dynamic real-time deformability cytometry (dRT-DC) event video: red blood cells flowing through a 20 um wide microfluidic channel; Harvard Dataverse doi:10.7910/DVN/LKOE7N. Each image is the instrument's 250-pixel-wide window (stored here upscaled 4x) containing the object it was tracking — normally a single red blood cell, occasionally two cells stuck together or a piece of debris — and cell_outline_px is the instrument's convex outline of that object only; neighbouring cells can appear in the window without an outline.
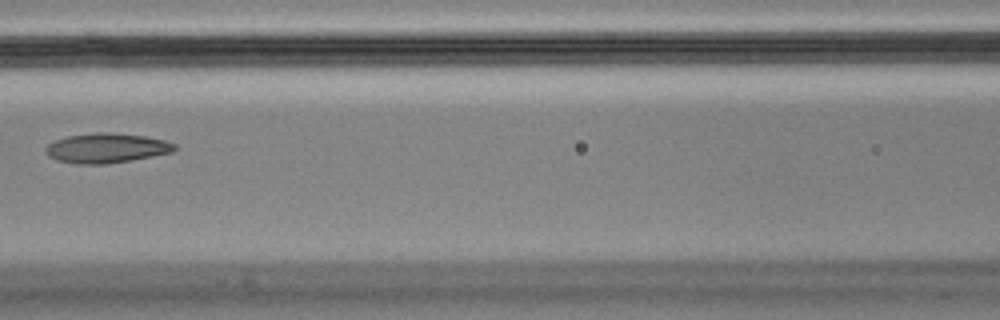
{"species": "Egyptian fruit bat (a non-hibernating species)", "species_latin": "Rousettus aegyptiacus", "temperature_condition": "cold", "stored_images_in_passage": 13, "camera_frame_rate_fps": 3000, "um_per_image_px": 0.085, "animal": {"sex": "male"}, "frame": {"image": 1, "passage_image": 6, "time_ms": 1.667, "image_size_px": [1000, 320], "cell_outline_px": [[176, 148], [172, 152], [152, 156], [104, 164], [76, 164], [56, 160], [48, 156], [44, 152], [44, 148], [48, 144], [56, 140], [68, 136], [96, 132], [108, 132], [144, 136], [164, 140], [176, 144]], "centroid_in_image_um": [9.0, 12.58], "position_along_channel_um": 157.6, "area_um2": 22.2}}